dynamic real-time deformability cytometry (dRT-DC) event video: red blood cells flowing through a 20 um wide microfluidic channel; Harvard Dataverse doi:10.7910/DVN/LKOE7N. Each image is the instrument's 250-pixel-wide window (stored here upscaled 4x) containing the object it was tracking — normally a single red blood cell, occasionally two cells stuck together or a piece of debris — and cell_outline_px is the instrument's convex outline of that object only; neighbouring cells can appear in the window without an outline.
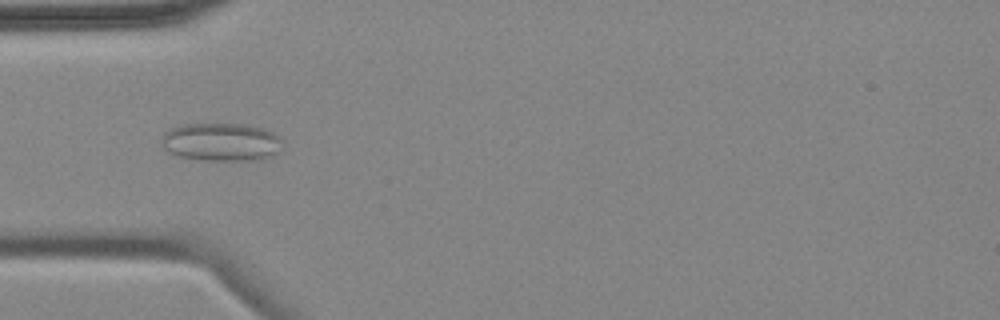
{"species": "common noctule bat (a hibernating species)", "species_latin": "Nyctalus noctula", "temperature_condition": "cold", "stored_images_in_passage": 8, "camera_frame_rate_fps": 3000, "um_per_image_px": 0.085, "animal": {"sex": "female", "body_mass_g": 18.4}, "frame": {"image": 1, "passage_image": 5, "time_ms": 5.333, "image_size_px": [1000, 320], "cell_outline_px": [[284, 152], [260, 160], [204, 160], [180, 156], [168, 152], [164, 148], [160, 140], [164, 132], [180, 124], [244, 124], [260, 128], [272, 132], [284, 140]], "centroid_in_image_um": [18.87, 12.08], "position_along_channel_um": 66.1, "area_um2": 27.34}}